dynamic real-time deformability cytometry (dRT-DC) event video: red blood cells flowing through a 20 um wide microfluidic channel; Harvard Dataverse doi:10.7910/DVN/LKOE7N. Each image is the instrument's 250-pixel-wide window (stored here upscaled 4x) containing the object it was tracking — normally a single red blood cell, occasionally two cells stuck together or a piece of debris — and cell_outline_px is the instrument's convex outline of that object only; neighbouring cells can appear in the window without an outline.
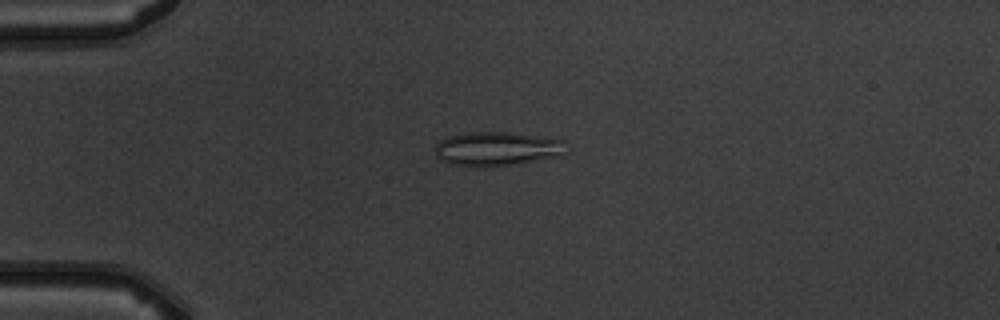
{"species": "common noctule bat (a hibernating species)", "species_latin": "Nyctalus noctula", "temperature_condition": "warm", "stored_images_in_passage": 8, "camera_frame_rate_fps": 3000, "um_per_image_px": 0.085, "animal": {"sex": "male", "body_mass_g": 19.5, "forearm_length_mm": 54.6}, "frame": {"image": 1, "passage_image": 4, "time_ms": 3.333, "image_size_px": [1000, 320], "cell_outline_px": [[564, 156], [512, 164], [448, 164], [440, 160], [436, 156], [436, 144], [440, 140], [448, 136], [472, 132], [508, 132], [544, 136], [564, 140]], "centroid_in_image_um": [42.28, 12.61], "position_along_channel_um": 42.7, "area_um2": 25.43}}
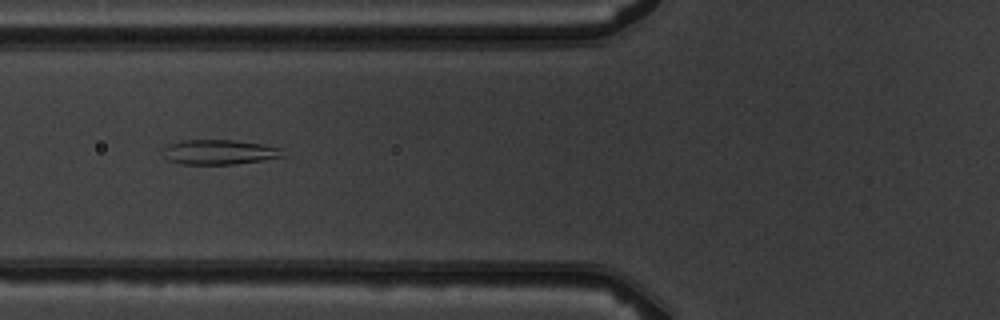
{"frame": {"image": 2, "passage_image": 6, "time_ms": 5.667, "image_size_px": [1000, 320], "cell_outline_px": [[288, 156], [236, 164], [180, 164], [168, 160], [164, 156], [164, 148], [168, 144], [180, 140], [236, 140], [264, 144], [280, 148]], "centroid_in_image_um": [18.67, 12.92], "position_along_channel_um": 107.1, "area_um2": 17.51}}